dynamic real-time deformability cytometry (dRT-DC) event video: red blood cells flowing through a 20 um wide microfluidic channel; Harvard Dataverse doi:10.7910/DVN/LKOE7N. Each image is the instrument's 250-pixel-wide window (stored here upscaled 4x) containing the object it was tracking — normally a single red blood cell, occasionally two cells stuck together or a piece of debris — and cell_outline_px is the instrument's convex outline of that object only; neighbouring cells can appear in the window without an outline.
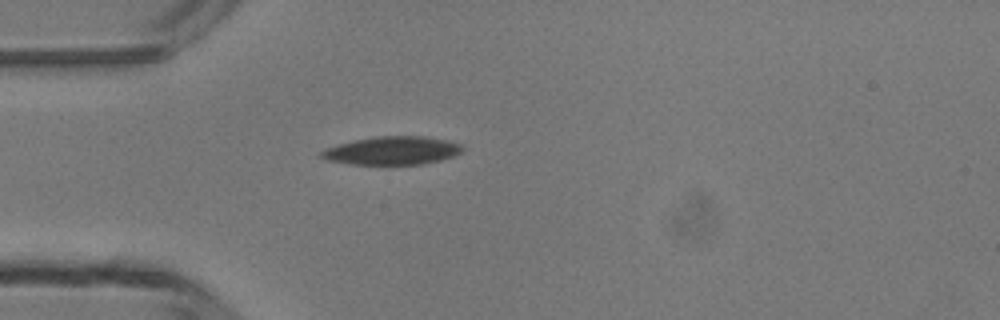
{"species": "common noctule bat (a hibernating species)", "species_latin": "Nyctalus noctula", "temperature_condition": "room temperature", "stored_images_in_passage": 3, "camera_frame_rate_fps": 3000, "um_per_image_px": 0.085, "animal": {"sex": "male", "body_mass_g": 13.3}, "frame": {"image": 1, "passage_image": 3, "time_ms": 3.0, "image_size_px": [1000, 320], "cell_outline_px": [[464, 148], [460, 152], [452, 156], [440, 160], [424, 164], [352, 164], [328, 160], [320, 156], [320, 152], [328, 148], [340, 144], [356, 140], [376, 136], [424, 136], [444, 140], [460, 144]], "centroid_in_image_um": [33.35, 12.8], "position_along_channel_um": 51.6, "area_um2": 22.77}}